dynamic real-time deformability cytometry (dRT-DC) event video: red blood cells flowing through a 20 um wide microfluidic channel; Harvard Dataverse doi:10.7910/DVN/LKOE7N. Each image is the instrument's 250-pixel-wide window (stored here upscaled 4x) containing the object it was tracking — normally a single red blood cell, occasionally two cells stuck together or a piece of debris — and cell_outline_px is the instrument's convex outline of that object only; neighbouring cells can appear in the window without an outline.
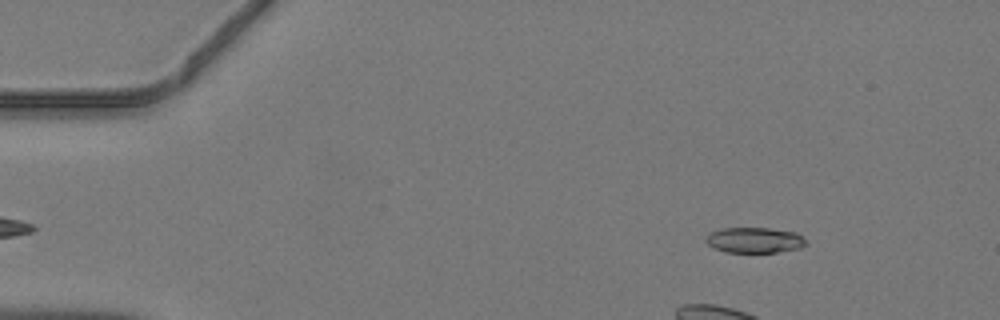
{"species": "common noctule bat (a hibernating species)", "species_latin": "Nyctalus noctula", "temperature_condition": "warm", "stored_images_in_passage": 42, "camera_frame_rate_fps": 3000, "um_per_image_px": 0.085, "animal": {"sex": "male", "body_mass_g": 19.2, "forearm_length_mm": 51.8}, "frame": {"image": 1, "passage_image": 2, "time_ms": 0.333, "image_size_px": [1000, 320], "cell_outline_px": [[808, 244], [800, 248], [776, 252], [724, 252], [708, 244], [704, 240], [712, 232], [720, 228], [768, 228], [796, 232]], "centroid_in_image_um": [64.14, 20.41], "position_along_channel_um": 20.9, "area_um2": 14.74}}